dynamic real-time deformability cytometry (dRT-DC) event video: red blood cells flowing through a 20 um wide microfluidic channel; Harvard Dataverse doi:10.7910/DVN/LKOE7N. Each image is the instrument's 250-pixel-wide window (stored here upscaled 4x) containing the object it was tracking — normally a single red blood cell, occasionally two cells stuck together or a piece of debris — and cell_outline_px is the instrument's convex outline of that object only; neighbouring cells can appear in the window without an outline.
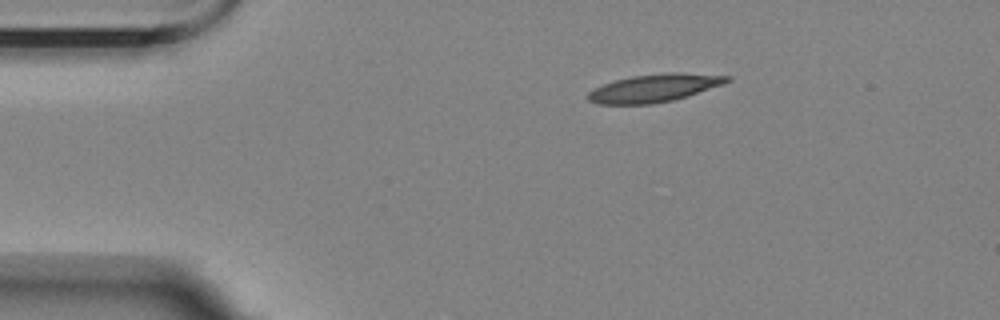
{"species": "Egyptian fruit bat (a non-hibernating species)", "species_latin": "Rousettus aegyptiacus", "temperature_condition": "room temperature", "stored_images_in_passage": 2, "camera_frame_rate_fps": 3000, "um_per_image_px": 0.085, "animal": {"sex": "female"}, "frame": {"image": 1, "passage_image": 1, "time_ms": 0.0, "image_size_px": [1000, 320], "cell_outline_px": [[732, 80], [724, 84], [688, 96], [672, 100], [652, 104], [596, 104], [588, 100], [588, 92], [604, 84], [616, 80], [632, 76], [668, 72], [680, 72], [732, 76]], "centroid_in_image_um": [55.67, 7.48], "position_along_channel_um": 29.3, "area_um2": 22.6}}